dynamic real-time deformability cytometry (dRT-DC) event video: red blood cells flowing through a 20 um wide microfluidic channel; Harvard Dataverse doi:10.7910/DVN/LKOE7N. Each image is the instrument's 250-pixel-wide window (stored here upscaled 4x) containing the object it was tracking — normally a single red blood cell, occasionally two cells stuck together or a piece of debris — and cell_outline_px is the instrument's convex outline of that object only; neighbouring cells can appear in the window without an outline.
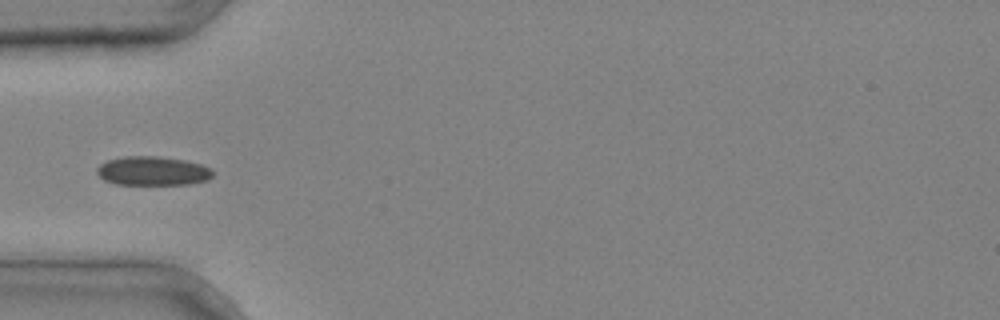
{"species": "common noctule bat (a hibernating species)", "species_latin": "Nyctalus noctula", "temperature_condition": "cold", "stored_images_in_passage": 29, "camera_frame_rate_fps": 3000, "um_per_image_px": 0.085, "animal": {"sex": "male", "body_mass_g": 20.4}, "frame": {"image": 1, "passage_image": 1, "time_ms": 0.0, "image_size_px": [1000, 320], "cell_outline_px": [[212, 176], [208, 180], [188, 184], [116, 184], [104, 180], [96, 172], [96, 168], [100, 164], [108, 160], [124, 156], [156, 156], [184, 160], [200, 164], [212, 168]], "centroid_in_image_um": [12.97, 14.53], "position_along_channel_um": 72.0, "area_um2": 19.54}}
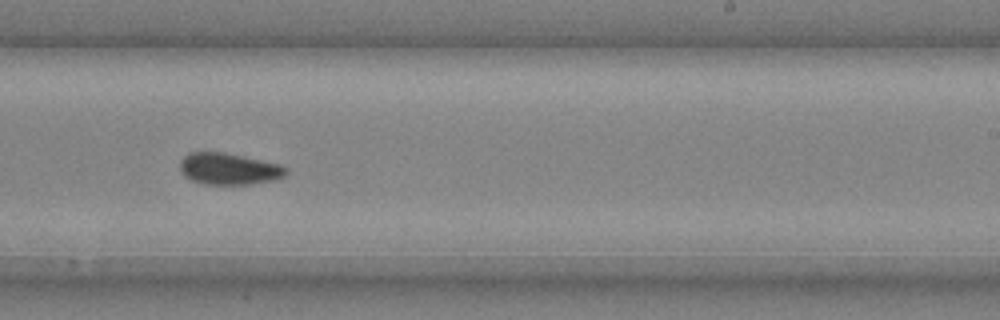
{"frame": {"image": 2, "passage_image": 14, "time_ms": 4.333, "image_size_px": [1000, 320], "cell_outline_px": [[288, 172], [284, 176], [276, 180], [252, 184], [204, 184], [192, 180], [184, 176], [180, 168], [180, 160], [188, 152], [224, 152], [244, 156], [280, 164], [288, 168]], "centroid_in_image_um": [19.47, 14.35], "position_along_channel_um": 269.5, "area_um2": 19.71}}
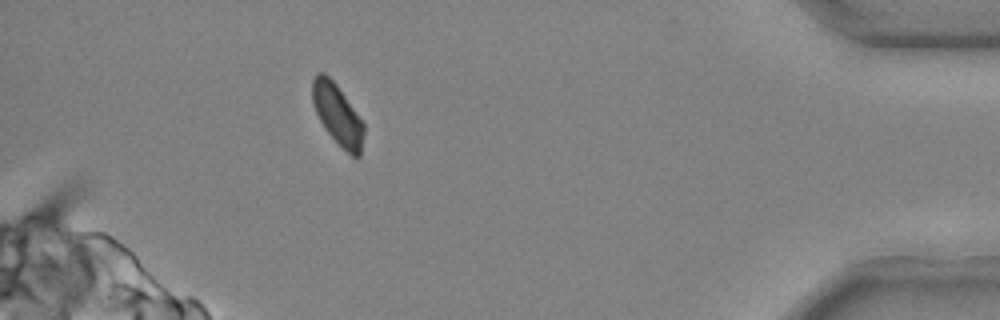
{"frame": {"image": 3, "passage_image": 26, "time_ms": 8.333, "image_size_px": [1000, 320], "cell_outline_px": [[364, 132], [360, 156], [356, 160], [324, 128], [312, 104], [312, 80], [316, 72], [324, 72], [336, 84], [364, 124]], "centroid_in_image_um": [28.67, 9.72], "position_along_channel_um": 406.5, "area_um2": 17.92}}